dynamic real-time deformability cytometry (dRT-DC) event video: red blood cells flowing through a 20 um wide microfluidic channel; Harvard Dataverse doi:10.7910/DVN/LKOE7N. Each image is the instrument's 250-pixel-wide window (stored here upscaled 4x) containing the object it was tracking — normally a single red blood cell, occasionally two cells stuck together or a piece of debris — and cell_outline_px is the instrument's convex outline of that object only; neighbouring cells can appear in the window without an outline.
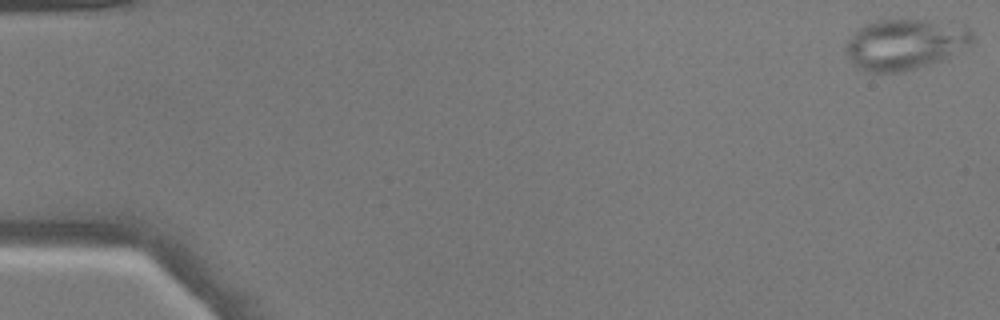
{"species": "common noctule bat (a hibernating species)", "species_latin": "Nyctalus noctula", "temperature_condition": "warm", "stored_images_in_passage": 9, "camera_frame_rate_fps": 3000, "um_per_image_px": 0.085, "animal": {"sex": "male", "body_mass_g": 17.9}, "frame": {"image": 1, "passage_image": 1, "time_ms": 0.0, "image_size_px": [1000, 320], "cell_outline_px": [[976, 40], [972, 44], [940, 60], [916, 68], [900, 72], [868, 72], [860, 68], [848, 56], [844, 48], [844, 44], [864, 24], [876, 20], [920, 20], [968, 28], [972, 32]], "centroid_in_image_um": [76.9, 3.77], "position_along_channel_um": 8.1, "area_um2": 36.59}}